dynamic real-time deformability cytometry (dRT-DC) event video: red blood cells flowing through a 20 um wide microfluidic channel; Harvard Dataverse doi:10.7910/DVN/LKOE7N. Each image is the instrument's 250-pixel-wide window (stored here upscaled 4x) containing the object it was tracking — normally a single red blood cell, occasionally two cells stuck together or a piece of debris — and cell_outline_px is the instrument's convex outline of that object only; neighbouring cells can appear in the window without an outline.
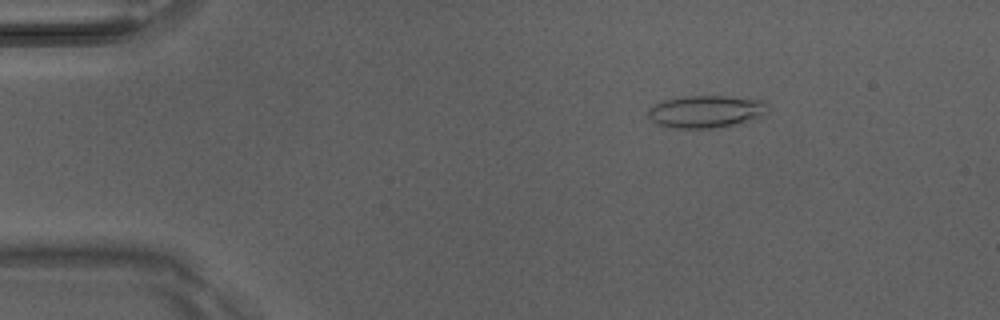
{"species": "Egyptian fruit bat (a non-hibernating species)", "species_latin": "Rousettus aegyptiacus", "temperature_condition": "room temperature", "stored_images_in_passage": 45, "camera_frame_rate_fps": 3000, "um_per_image_px": 0.085, "animal": {"sex": "male"}, "frame": {"image": 1, "passage_image": 3, "time_ms": 0.667, "image_size_px": [1000, 320], "cell_outline_px": [[768, 112], [732, 124], [712, 128], [668, 128], [656, 124], [648, 116], [648, 108], [664, 100], [684, 96], [728, 96], [764, 100], [768, 104]], "centroid_in_image_um": [59.94, 9.47], "position_along_channel_um": 25.1, "area_um2": 22.31}}
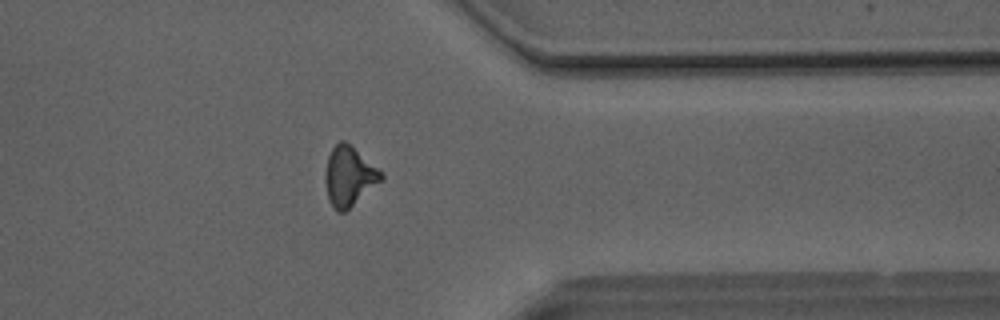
{"frame": {"image": 2, "passage_image": 35, "time_ms": 11.333, "image_size_px": [1000, 320], "cell_outline_px": [[384, 180], [344, 212], [336, 212], [328, 200], [324, 180], [324, 176], [328, 156], [332, 148], [340, 140], [344, 140], [384, 172]], "centroid_in_image_um": [29.68, 15.0], "position_along_channel_um": 381.7, "area_um2": 19.65}}
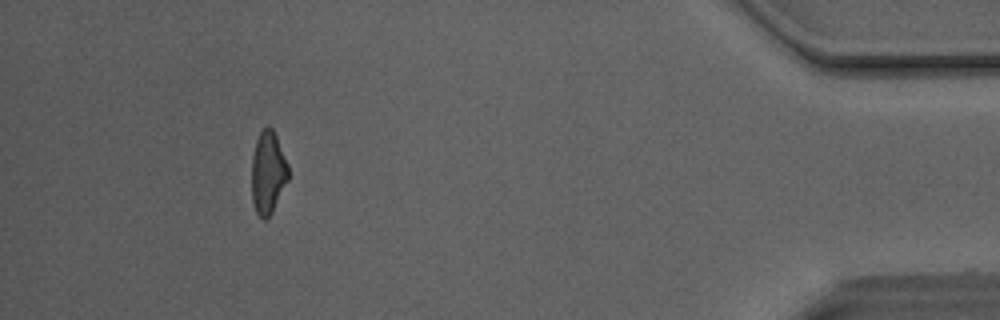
{"frame": {"image": 3, "passage_image": 41, "time_ms": 13.333, "image_size_px": [1000, 320], "cell_outline_px": [[288, 180], [272, 212], [264, 220], [256, 212], [252, 200], [252, 156], [256, 140], [260, 132], [264, 128], [272, 128], [276, 136], [288, 164]], "centroid_in_image_um": [22.77, 14.68], "position_along_channel_um": 412.4, "area_um2": 17.4}, "authors_computed_cell_mechanics": {"area_um2": 19.1896, "velocity_mm_per_s": 4.1487, "shape_relaxation_time_tau1_ms": null, "shape_relaxation_time_tau2_ms": 3.451, "deformation_change_tau1": null, "deformation_change_tau2": 0.14}}